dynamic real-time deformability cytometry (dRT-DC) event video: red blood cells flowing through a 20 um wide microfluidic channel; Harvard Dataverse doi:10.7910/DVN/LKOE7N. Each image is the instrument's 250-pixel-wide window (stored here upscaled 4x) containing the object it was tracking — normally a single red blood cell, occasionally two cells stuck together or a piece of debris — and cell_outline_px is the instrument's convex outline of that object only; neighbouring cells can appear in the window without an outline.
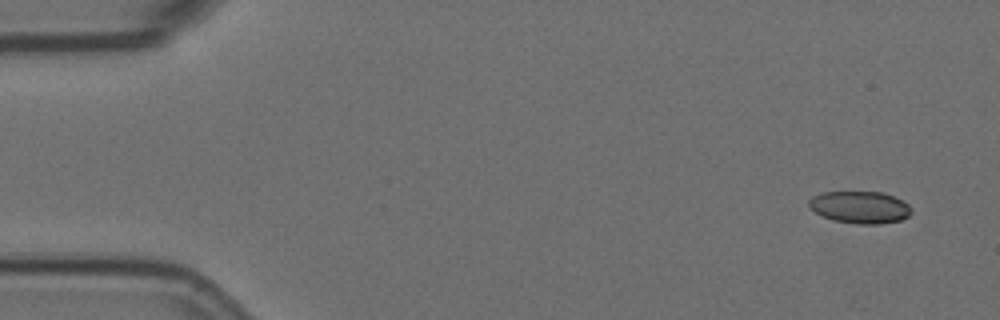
{"species": "Egyptian fruit bat (a non-hibernating species)", "species_latin": "Rousettus aegyptiacus", "temperature_condition": "room temperature", "stored_images_in_passage": 17, "camera_frame_rate_fps": 3000, "um_per_image_px": 0.085, "animal": {"sex": "female"}, "frame": {"image": 1, "passage_image": 1, "time_ms": 0.0, "image_size_px": [1000, 320], "cell_outline_px": [[912, 212], [908, 216], [900, 220], [880, 224], [856, 224], [832, 220], [808, 208], [808, 200], [812, 196], [820, 192], [880, 192], [892, 196], [908, 204], [912, 208]], "centroid_in_image_um": [73.06, 17.62], "position_along_channel_um": 11.9, "area_um2": 19.25}}
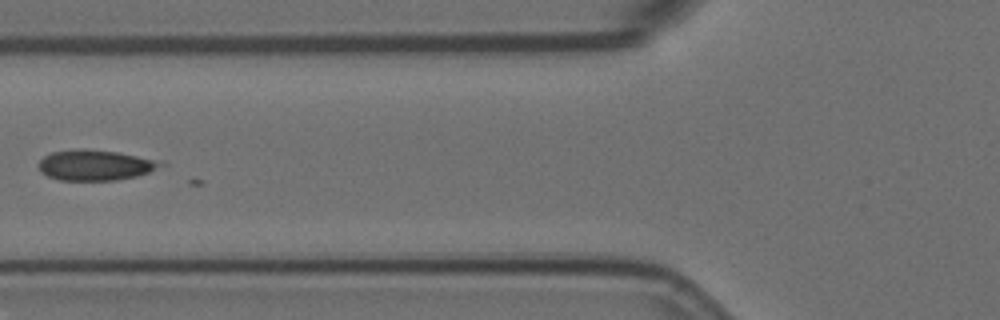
{"frame": {"image": 2, "passage_image": 6, "time_ms": 1.667, "image_size_px": [1000, 320], "cell_outline_px": [[168, 164], [148, 172], [136, 176], [116, 180], [60, 180], [48, 176], [40, 172], [40, 160], [44, 156], [52, 152], [80, 148], [84, 148], [116, 152], [160, 160]], "centroid_in_image_um": [8.12, 14.03], "position_along_channel_um": 117.7, "area_um2": 21.68}}